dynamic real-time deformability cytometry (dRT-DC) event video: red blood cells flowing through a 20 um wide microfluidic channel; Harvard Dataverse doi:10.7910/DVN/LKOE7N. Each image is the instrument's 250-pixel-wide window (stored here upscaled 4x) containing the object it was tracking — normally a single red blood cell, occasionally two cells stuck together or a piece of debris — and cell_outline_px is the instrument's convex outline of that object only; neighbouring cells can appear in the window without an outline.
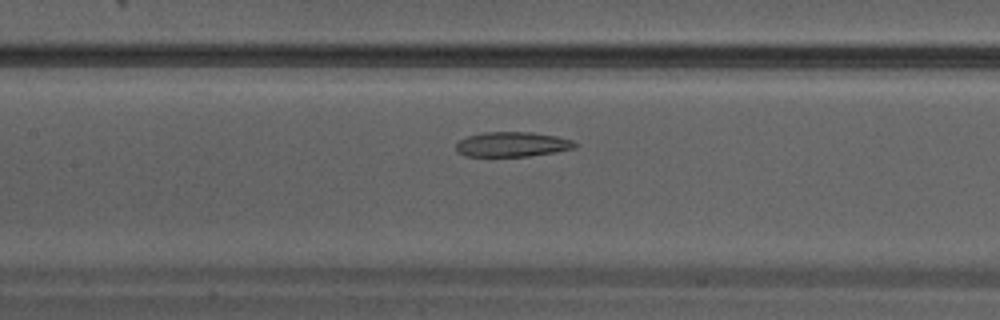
{"species": "Egyptian fruit bat (a non-hibernating species)", "species_latin": "Rousettus aegyptiacus", "temperature_condition": "warm", "stored_images_in_passage": 18, "camera_frame_rate_fps": 3000, "um_per_image_px": 0.085, "animal": {"sex": "male"}, "frame": {"image": 1, "passage_image": 7, "time_ms": 2.0, "image_size_px": [1000, 320], "cell_outline_px": [[576, 148], [556, 152], [528, 156], [464, 156], [456, 148], [456, 144], [460, 140], [468, 136], [484, 132], [532, 132], [556, 136], [572, 140], [576, 144]], "centroid_in_image_um": [43.56, 12.27], "position_along_channel_um": 163.8, "area_um2": 17.11}}
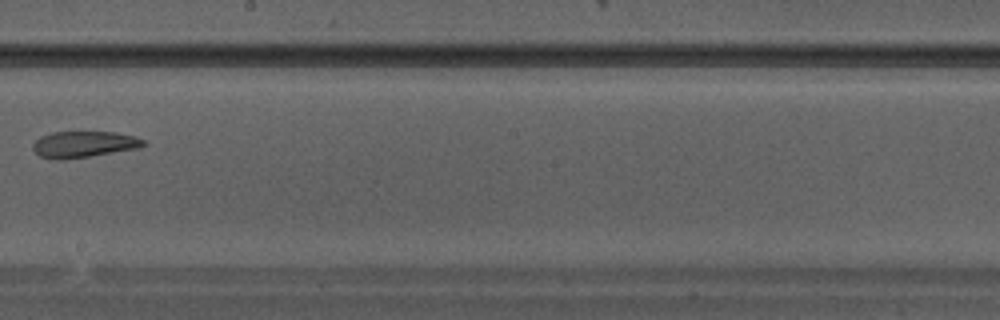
{"frame": {"image": 2, "passage_image": 11, "time_ms": 3.333, "image_size_px": [1000, 320], "cell_outline_px": [[144, 144], [136, 148], [64, 160], [56, 160], [40, 156], [32, 148], [32, 144], [40, 136], [52, 132], [116, 132], [136, 136], [144, 140]], "centroid_in_image_um": [7.07, 12.26], "position_along_channel_um": 241.1, "area_um2": 16.76}}
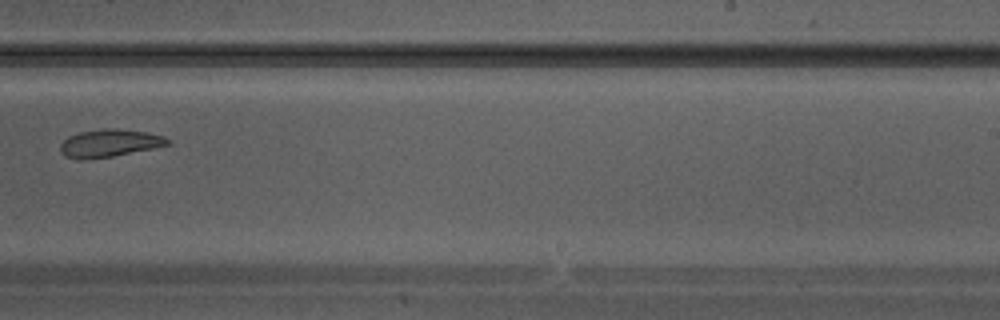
{"frame": {"image": 3, "passage_image": 13, "time_ms": 4.0, "image_size_px": [1000, 320], "cell_outline_px": [[172, 144], [112, 156], [84, 160], [76, 160], [64, 156], [60, 152], [60, 144], [68, 136], [80, 132], [104, 128], [112, 128], [144, 132], [164, 136]], "centroid_in_image_um": [9.24, 12.18], "position_along_channel_um": 279.8, "area_um2": 17.22}}